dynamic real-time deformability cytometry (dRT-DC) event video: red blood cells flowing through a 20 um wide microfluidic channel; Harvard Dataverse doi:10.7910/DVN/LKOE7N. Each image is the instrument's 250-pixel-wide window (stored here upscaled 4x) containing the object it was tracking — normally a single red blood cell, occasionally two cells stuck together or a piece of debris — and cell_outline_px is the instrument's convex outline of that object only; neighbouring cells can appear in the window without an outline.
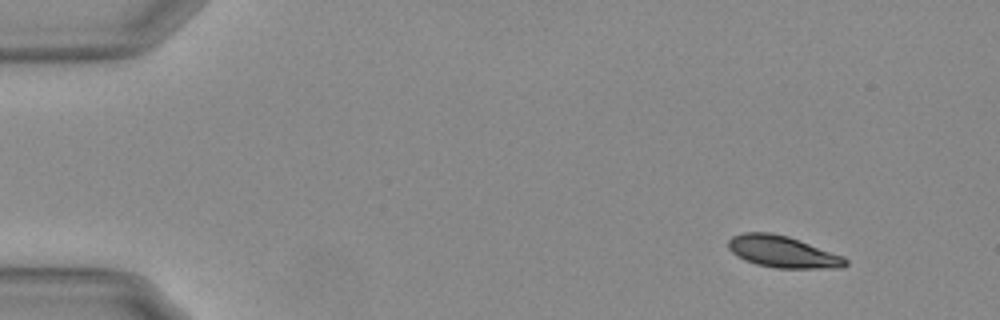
{"species": "Egyptian fruit bat (a non-hibernating species)", "species_latin": "Rousettus aegyptiacus", "temperature_condition": "warm", "stored_images_in_passage": 51, "camera_frame_rate_fps": 3000, "um_per_image_px": 0.085, "animal": {"sex": "female"}, "frame": {"image": 1, "passage_image": 1, "time_ms": 0.0, "image_size_px": [1000, 320], "cell_outline_px": [[848, 264], [840, 268], [776, 268], [756, 264], [744, 260], [736, 256], [728, 248], [728, 240], [732, 236], [744, 232], [772, 232], [788, 236], [844, 256], [848, 260]], "centroid_in_image_um": [66.52, 21.4], "position_along_channel_um": 18.5, "area_um2": 21.79}}
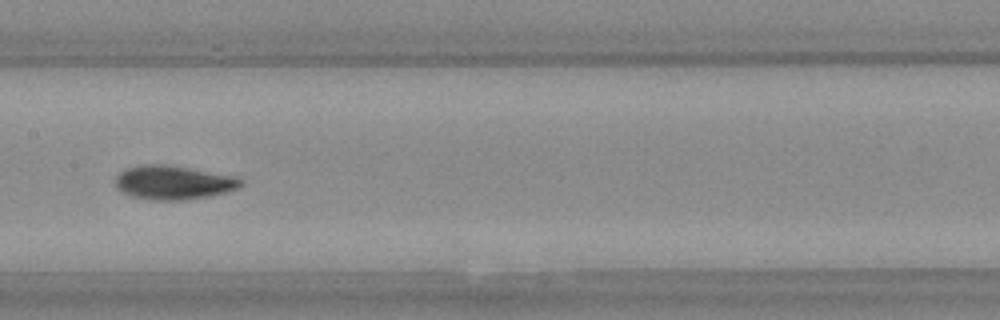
{"frame": {"image": 2, "passage_image": 24, "time_ms": 7.667, "image_size_px": [1000, 320], "cell_outline_px": [[244, 184], [240, 188], [228, 192], [208, 196], [184, 200], [148, 200], [132, 196], [124, 192], [116, 184], [116, 176], [120, 172], [128, 168], [140, 164], [168, 164], [240, 176], [244, 180]], "centroid_in_image_um": [14.85, 15.5], "position_along_channel_um": 192.6, "area_um2": 25.2}}
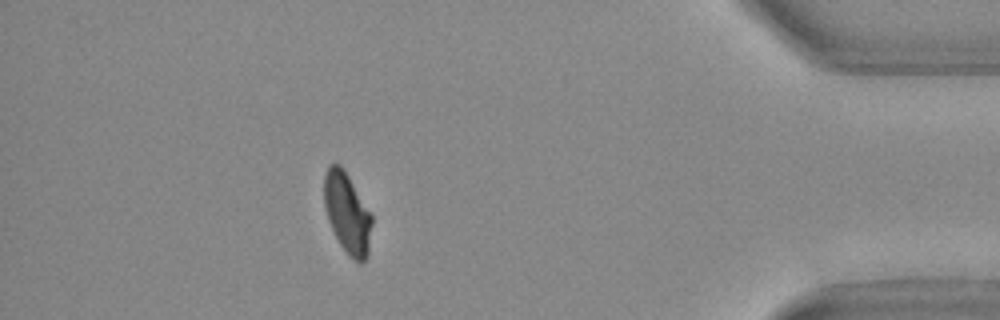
{"frame": {"image": 3, "passage_image": 45, "time_ms": 14.667, "image_size_px": [1000, 320], "cell_outline_px": [[372, 224], [368, 256], [360, 264], [348, 256], [340, 244], [328, 220], [324, 204], [324, 176], [328, 164], [340, 164], [348, 176], [372, 216]], "centroid_in_image_um": [29.51, 18.14], "position_along_channel_um": 405.7, "area_um2": 22.25}, "authors_computed_cell_mechanics": {"area_um2": 23.4668, "velocity_mm_per_s": 3.6827, "shape_relaxation_time_tau1_ms": 3.1186, "shape_relaxation_time_tau2_ms": 2.8184, "deformation_change_tau1": 0.1429, "deformation_change_tau2": 0.0406}}